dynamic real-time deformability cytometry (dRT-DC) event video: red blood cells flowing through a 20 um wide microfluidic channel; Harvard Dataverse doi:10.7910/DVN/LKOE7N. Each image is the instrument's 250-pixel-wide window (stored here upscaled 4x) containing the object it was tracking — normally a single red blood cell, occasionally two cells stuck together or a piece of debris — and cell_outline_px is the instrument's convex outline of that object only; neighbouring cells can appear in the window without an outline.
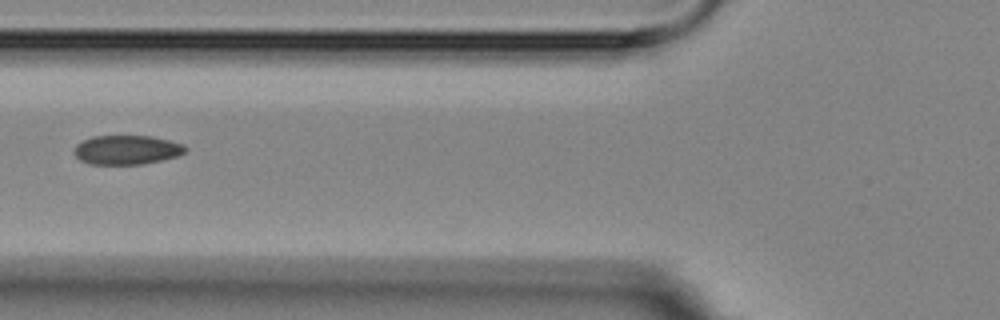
{"species": "Egyptian fruit bat (a non-hibernating species)", "species_latin": "Rousettus aegyptiacus", "temperature_condition": "room temperature", "stored_images_in_passage": 5, "camera_frame_rate_fps": 3000, "um_per_image_px": 0.085, "animal": {"sex": "female"}, "frame": {"image": 1, "passage_image": 5, "time_ms": 6.667, "image_size_px": [1000, 320], "cell_outline_px": [[188, 148], [184, 152], [176, 156], [160, 160], [140, 164], [88, 164], [80, 160], [72, 152], [76, 144], [92, 136], [152, 136], [184, 144]], "centroid_in_image_um": [10.74, 12.73], "position_along_channel_um": 115.1, "area_um2": 18.9}}